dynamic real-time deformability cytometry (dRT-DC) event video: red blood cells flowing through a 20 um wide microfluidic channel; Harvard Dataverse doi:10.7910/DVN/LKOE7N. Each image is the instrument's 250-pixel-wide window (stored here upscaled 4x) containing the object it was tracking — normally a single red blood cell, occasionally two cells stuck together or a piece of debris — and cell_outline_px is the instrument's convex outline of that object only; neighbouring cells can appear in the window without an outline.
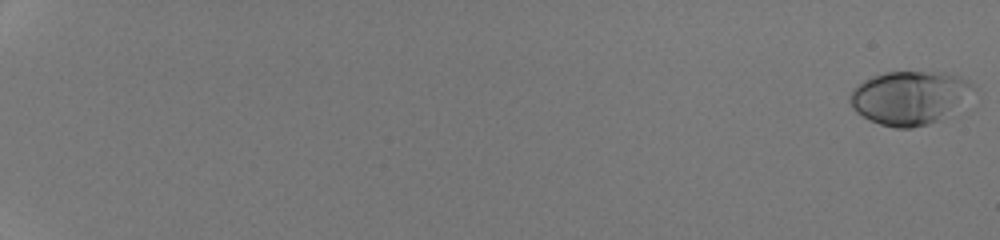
{"species": "human", "species_latin": "Homo sapiens", "temperature_condition": "room temperature", "stored_images_in_passage": 29, "camera_frame_rate_fps": 3000, "um_per_image_px": 0.085, "donor": {"sex": "male"}, "frame": {"image": 1, "passage_image": 1, "time_ms": 0.0, "image_size_px": [1000, 240], "cell_outline_px": [[976, 88], [940, 120], [928, 124], [912, 128], [896, 128], [880, 124], [856, 112], [852, 108], [848, 100], [848, 96], [852, 88], [864, 80], [872, 76], [884, 72], [948, 72], [960, 76], [968, 80]], "centroid_in_image_um": [77.25, 8.28], "position_along_channel_um": 7.7, "area_um2": 38.26}}
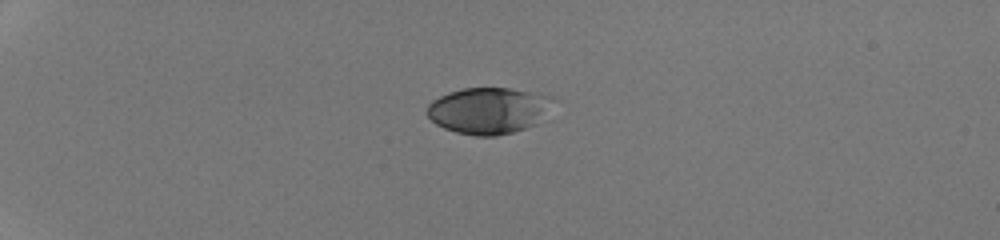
{"frame": {"image": 2, "passage_image": 17, "time_ms": 5.333, "image_size_px": [1000, 240], "cell_outline_px": [[560, 100], [536, 124], [528, 128], [496, 136], [476, 136], [456, 132], [444, 128], [436, 124], [424, 112], [428, 104], [432, 100], [448, 92], [464, 88], [508, 88], [556, 96]], "centroid_in_image_um": [41.59, 9.39], "position_along_channel_um": 43.4, "area_um2": 34.74}}
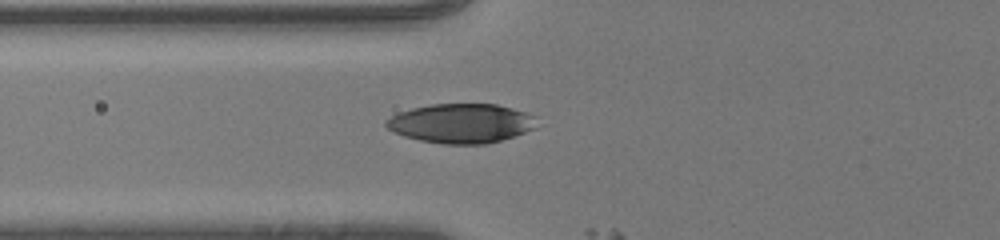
{"frame": {"image": 3, "passage_image": 25, "time_ms": 8.0, "image_size_px": [1000, 240], "cell_outline_px": [[536, 128], [500, 140], [484, 144], [444, 144], [420, 140], [404, 136], [392, 132], [384, 124], [384, 120], [400, 112], [412, 108], [432, 104], [496, 104], [512, 108], [536, 116]], "centroid_in_image_um": [39.18, 10.48], "position_along_channel_um": 86.6, "area_um2": 34.45}}